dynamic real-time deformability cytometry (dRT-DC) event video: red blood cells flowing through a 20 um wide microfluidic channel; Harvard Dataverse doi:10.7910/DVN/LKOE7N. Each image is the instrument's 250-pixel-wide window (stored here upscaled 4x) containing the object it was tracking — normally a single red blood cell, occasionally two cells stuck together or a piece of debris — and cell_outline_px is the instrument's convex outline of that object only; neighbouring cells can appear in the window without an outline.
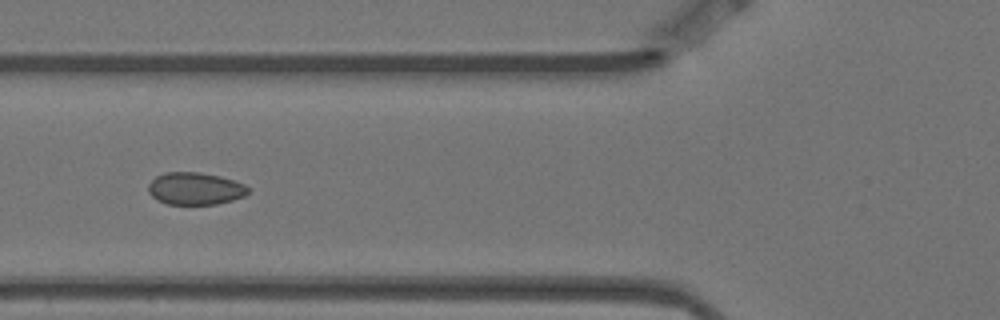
{"species": "Egyptian fruit bat (a non-hibernating species)", "species_latin": "Rousettus aegyptiacus", "temperature_condition": "warm", "stored_images_in_passage": 11, "camera_frame_rate_fps": 3000, "um_per_image_px": 0.085, "animal": {"sex": "female"}, "frame": {"image": 1, "passage_image": 5, "time_ms": 1.333, "image_size_px": [1000, 320], "cell_outline_px": [[248, 192], [244, 196], [232, 200], [216, 204], [168, 204], [156, 200], [148, 192], [148, 184], [156, 176], [164, 172], [200, 172], [220, 176], [244, 184], [248, 188]], "centroid_in_image_um": [16.55, 16.02], "position_along_channel_um": 109.2, "area_um2": 18.79}}
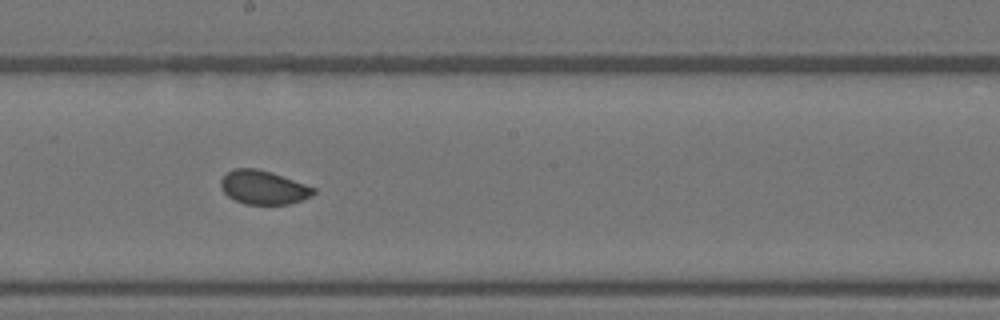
{"frame": {"image": 2, "passage_image": 8, "time_ms": 2.333, "image_size_px": [1000, 320], "cell_outline_px": [[316, 192], [312, 196], [288, 204], [244, 204], [228, 196], [220, 188], [220, 180], [228, 172], [236, 168], [256, 168], [272, 172], [316, 188]], "centroid_in_image_um": [22.39, 15.93], "position_along_channel_um": 225.8, "area_um2": 18.21}}
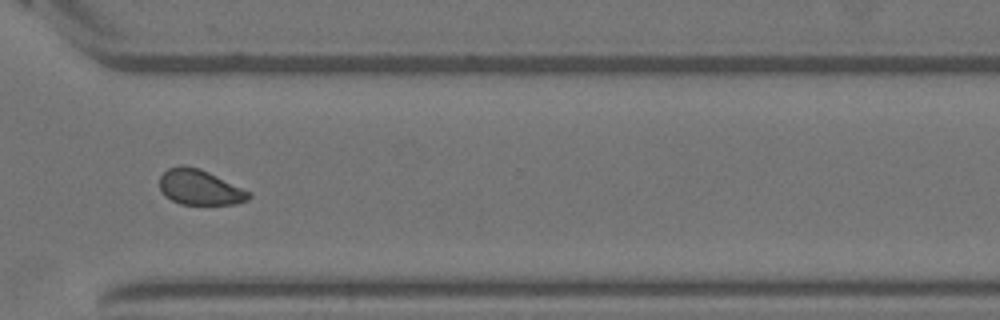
{"frame": {"image": 3, "passage_image": 11, "time_ms": 3.333, "image_size_px": [1000, 320], "cell_outline_px": [[252, 196], [248, 200], [236, 204], [180, 204], [164, 196], [160, 192], [160, 176], [168, 168], [180, 164], [184, 164], [200, 168], [252, 192]], "centroid_in_image_um": [16.98, 15.91], "position_along_channel_um": 353.6, "area_um2": 18.61}}